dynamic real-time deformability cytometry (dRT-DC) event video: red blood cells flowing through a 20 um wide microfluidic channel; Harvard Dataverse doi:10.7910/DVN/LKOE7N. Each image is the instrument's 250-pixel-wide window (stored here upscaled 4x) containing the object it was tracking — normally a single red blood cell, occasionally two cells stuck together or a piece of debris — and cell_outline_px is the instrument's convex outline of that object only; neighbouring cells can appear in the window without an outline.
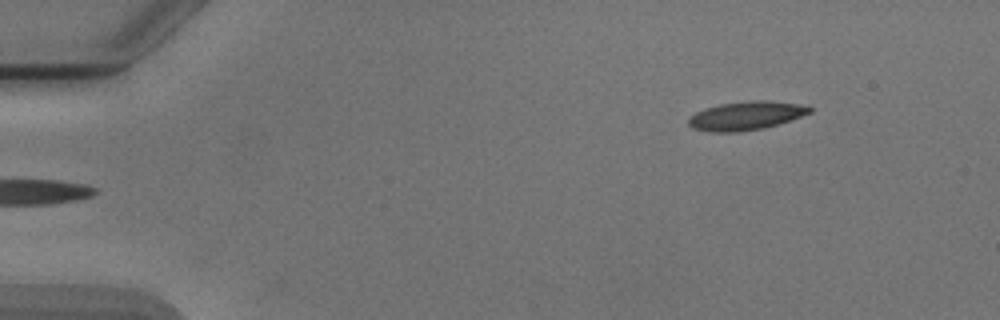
{"species": "Egyptian fruit bat (a non-hibernating species)", "species_latin": "Rousettus aegyptiacus", "temperature_condition": "cold", "stored_images_in_passage": 3, "camera_frame_rate_fps": 3000, "um_per_image_px": 0.085, "animal": {"sex": "male"}, "frame": {"image": 1, "passage_image": 3, "time_ms": 2.333, "image_size_px": [1000, 320], "cell_outline_px": [[812, 112], [764, 128], [740, 132], [708, 132], [692, 128], [688, 124], [688, 120], [696, 112], [720, 104], [752, 100], [764, 100], [808, 104], [812, 108]], "centroid_in_image_um": [63.44, 9.83], "position_along_channel_um": 21.6, "area_um2": 20.17}}